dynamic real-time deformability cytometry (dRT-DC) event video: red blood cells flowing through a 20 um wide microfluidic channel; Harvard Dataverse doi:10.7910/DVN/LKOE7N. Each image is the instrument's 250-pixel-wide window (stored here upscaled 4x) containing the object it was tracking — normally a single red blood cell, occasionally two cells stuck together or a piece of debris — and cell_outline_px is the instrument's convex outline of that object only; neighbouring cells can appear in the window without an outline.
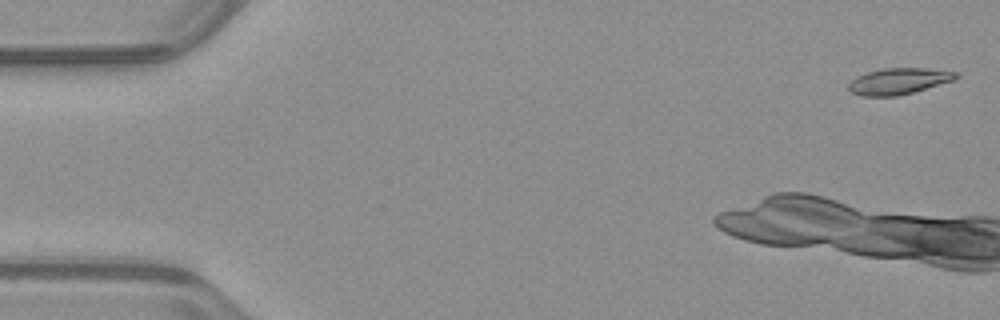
{"species": "common noctule bat (a hibernating species)", "species_latin": "Nyctalus noctula", "temperature_condition": "warm", "stored_images_in_passage": 11, "camera_frame_rate_fps": 3000, "um_per_image_px": 0.085, "animal": {"sex": "male", "body_mass_g": 23.1, "forearm_length_mm": 52.7}, "frame": {"image": 1, "passage_image": 2, "time_ms": 0.333, "image_size_px": [1000, 320], "cell_outline_px": [[960, 76], [952, 80], [912, 92], [896, 96], [860, 96], [852, 92], [848, 88], [848, 84], [856, 76], [868, 72], [884, 68], [924, 68], [960, 72]], "centroid_in_image_um": [76.37, 6.89], "position_along_channel_um": 8.6, "area_um2": 16.24}}